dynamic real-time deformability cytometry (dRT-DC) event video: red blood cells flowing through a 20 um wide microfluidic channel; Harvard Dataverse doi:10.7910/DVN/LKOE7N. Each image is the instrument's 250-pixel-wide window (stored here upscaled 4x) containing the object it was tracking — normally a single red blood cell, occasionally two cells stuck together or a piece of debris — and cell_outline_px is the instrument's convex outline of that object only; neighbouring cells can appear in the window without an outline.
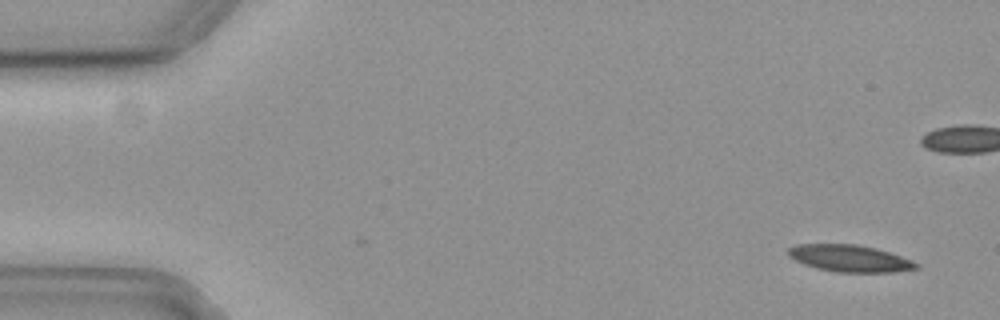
{"species": "common noctule bat (a hibernating species)", "species_latin": "Nyctalus noctula", "temperature_condition": "cold", "stored_images_in_passage": 11, "camera_frame_rate_fps": 3000, "um_per_image_px": 0.085, "animal": {"sex": "female", "body_mass_g": 19.3, "forearm_length_mm": 54.1}, "frame": {"image": 1, "passage_image": 1, "time_ms": 0.0, "image_size_px": [1000, 320], "cell_outline_px": [[920, 268], [892, 272], [836, 272], [816, 268], [804, 264], [788, 256], [788, 248], [796, 244], [856, 244], [876, 248], [912, 260], [920, 264]], "centroid_in_image_um": [72.23, 21.96], "position_along_channel_um": 12.8, "area_um2": 20.06}}